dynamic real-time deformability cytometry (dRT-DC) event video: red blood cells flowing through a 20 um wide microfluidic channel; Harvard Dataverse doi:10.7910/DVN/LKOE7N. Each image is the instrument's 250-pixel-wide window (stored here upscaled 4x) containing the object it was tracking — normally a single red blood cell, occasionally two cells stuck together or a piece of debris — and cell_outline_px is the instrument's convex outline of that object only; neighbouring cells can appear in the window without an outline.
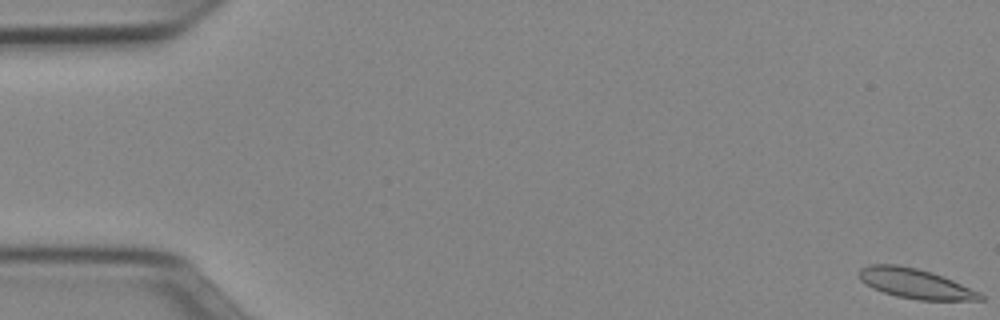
{"species": "Egyptian fruit bat (a non-hibernating species)", "species_latin": "Rousettus aegyptiacus", "temperature_condition": "cold", "stored_images_in_passage": 52, "camera_frame_rate_fps": 3000, "um_per_image_px": 0.085, "animal": {"sex": "female"}, "frame": {"image": 1, "passage_image": 1, "time_ms": 0.0, "image_size_px": [1000, 320], "cell_outline_px": [[984, 300], [920, 300], [896, 296], [872, 288], [860, 280], [856, 272], [860, 268], [868, 264], [896, 264], [916, 268], [932, 272], [952, 280], [980, 292], [984, 296]], "centroid_in_image_um": [77.76, 24.09], "position_along_channel_um": 7.2, "area_um2": 21.15}}
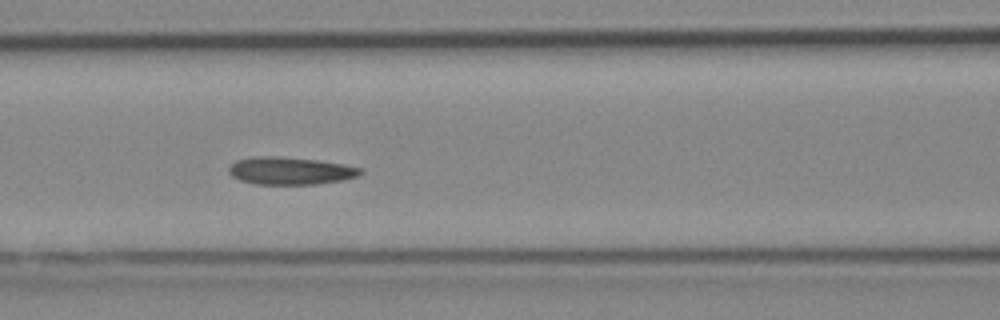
{"frame": {"image": 2, "passage_image": 23, "time_ms": 7.333, "image_size_px": [1000, 320], "cell_outline_px": [[364, 172], [356, 176], [344, 180], [316, 184], [256, 184], [240, 180], [232, 176], [228, 172], [228, 168], [236, 160], [256, 156], [276, 156], [316, 160], [344, 164], [360, 168]], "centroid_in_image_um": [24.66, 14.52], "position_along_channel_um": 141.9, "area_um2": 21.04}}
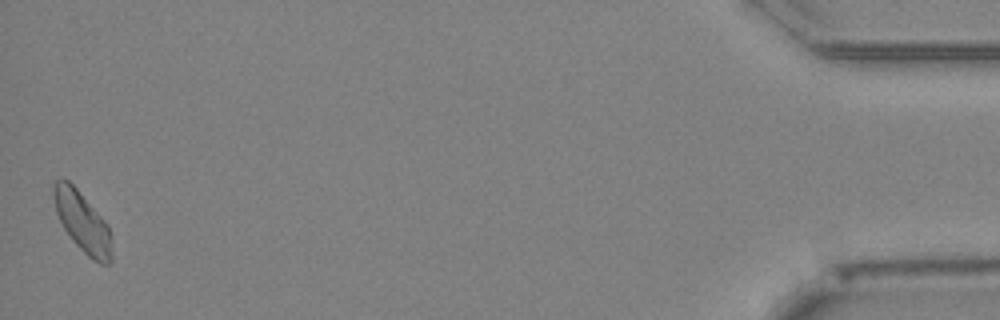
{"frame": {"image": 3, "passage_image": 52, "time_ms": 17.0, "image_size_px": [1000, 320], "cell_outline_px": [[112, 260], [108, 264], [100, 264], [92, 260], [72, 240], [64, 228], [56, 212], [52, 192], [52, 184], [60, 176], [68, 180], [76, 188], [104, 220], [108, 228], [112, 252]], "centroid_in_image_um": [6.97, 18.85], "position_along_channel_um": 428.2, "area_um2": 20.17}, "authors_computed_cell_mechanics": {"area_um2": 20.7502, "velocity_mm_per_s": 3.9036, "shape_relaxation_time_tau1_ms": 5.9428, "shape_relaxation_time_tau2_ms": 5.5755, "deformation_change_tau1": 0.1246, "deformation_change_tau2": 0.1223}}